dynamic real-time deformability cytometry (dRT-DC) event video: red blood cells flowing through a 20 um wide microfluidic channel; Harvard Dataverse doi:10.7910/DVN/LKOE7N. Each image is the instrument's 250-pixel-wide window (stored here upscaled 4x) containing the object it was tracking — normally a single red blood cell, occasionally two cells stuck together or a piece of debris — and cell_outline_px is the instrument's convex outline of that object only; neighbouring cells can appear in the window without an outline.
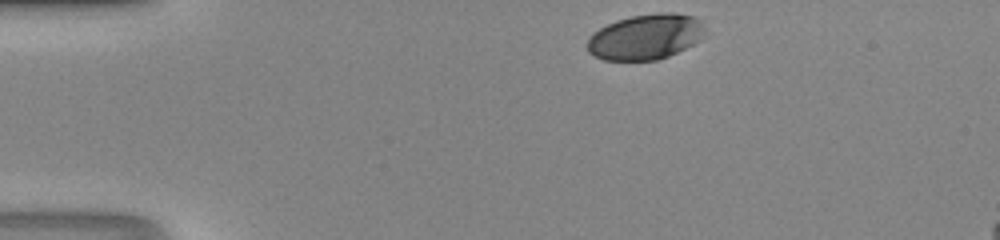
{"species": "human", "species_latin": "Homo sapiens", "temperature_condition": "room temperature", "stored_images_in_passage": 31, "camera_frame_rate_fps": 3000, "um_per_image_px": 0.085, "donor": {"sex": "male"}, "frame": {"image": 1, "passage_image": 1, "time_ms": 0.0, "image_size_px": [1000, 240], "cell_outline_px": [[704, 36], [700, 40], [668, 56], [656, 60], [604, 60], [588, 52], [588, 36], [592, 32], [616, 20], [632, 16], [664, 12], [676, 12], [696, 16], [700, 20], [704, 28]], "centroid_in_image_um": [54.88, 3.12], "position_along_channel_um": 30.1, "area_um2": 31.15}}
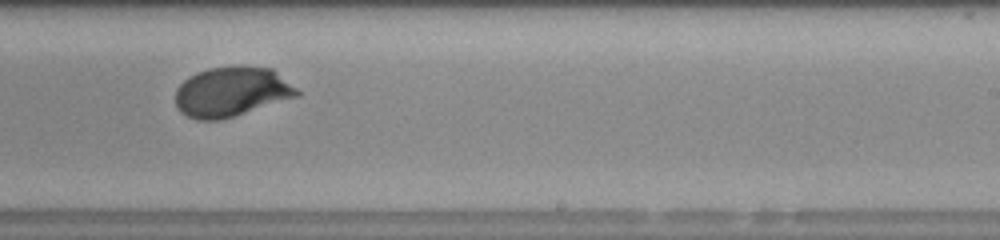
{"frame": {"image": 2, "passage_image": 22, "time_ms": 7.0, "image_size_px": [1000, 240], "cell_outline_px": [[300, 96], [220, 120], [196, 120], [180, 112], [176, 108], [176, 88], [188, 76], [196, 72], [208, 68], [272, 68], [296, 88], [300, 92]], "centroid_in_image_um": [19.65, 7.83], "position_along_channel_um": 269.3, "area_um2": 34.8}}
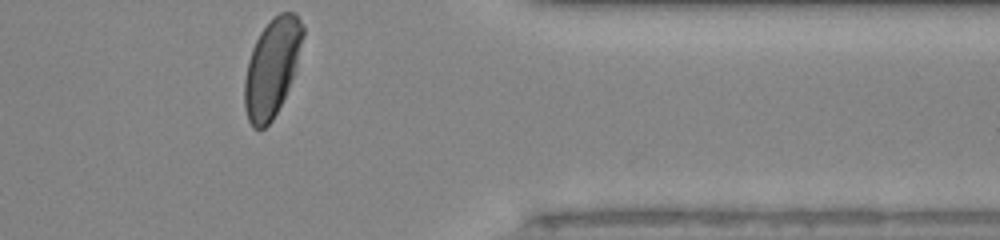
{"frame": {"image": 3, "passage_image": 31, "time_ms": 10.0, "image_size_px": [1000, 240], "cell_outline_px": [[304, 36], [296, 64], [288, 88], [272, 120], [264, 128], [252, 128], [248, 120], [244, 108], [244, 80], [248, 60], [252, 48], [260, 32], [280, 12], [292, 12], [304, 24]], "centroid_in_image_um": [23.09, 5.76], "position_along_channel_um": 388.3, "area_um2": 32.77}}